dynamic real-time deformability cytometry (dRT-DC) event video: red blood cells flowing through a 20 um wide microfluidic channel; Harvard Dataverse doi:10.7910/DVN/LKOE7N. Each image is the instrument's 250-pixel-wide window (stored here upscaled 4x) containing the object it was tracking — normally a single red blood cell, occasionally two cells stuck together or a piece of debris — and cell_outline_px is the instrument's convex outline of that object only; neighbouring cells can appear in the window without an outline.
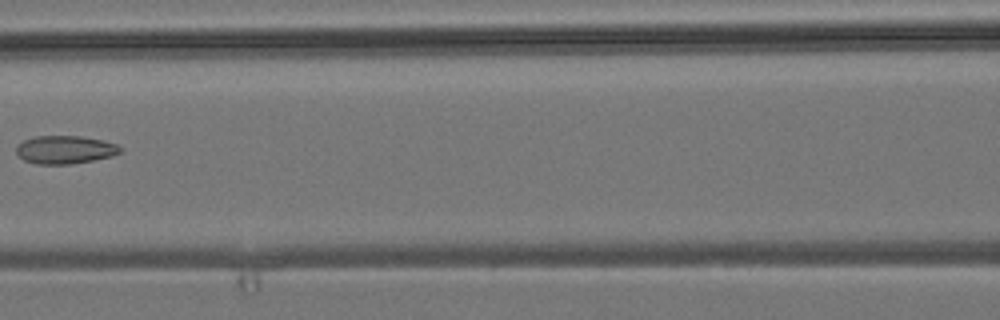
{"species": "common noctule bat (a hibernating species)", "species_latin": "Nyctalus noctula", "temperature_condition": "room temperature", "stored_images_in_passage": 6, "camera_frame_rate_fps": 3000, "um_per_image_px": 0.085, "animal": {"sex": "male", "body_mass_g": 19.2, "forearm_length_mm": 51.8}, "frame": {"image": 1, "passage_image": 6, "time_ms": 6.667, "image_size_px": [1000, 320], "cell_outline_px": [[124, 148], [120, 152], [112, 156], [92, 160], [68, 164], [36, 164], [24, 160], [16, 152], [16, 148], [24, 140], [36, 136], [80, 136], [104, 140], [116, 144]], "centroid_in_image_um": [5.55, 12.72], "position_along_channel_um": 161.0, "area_um2": 16.94}}